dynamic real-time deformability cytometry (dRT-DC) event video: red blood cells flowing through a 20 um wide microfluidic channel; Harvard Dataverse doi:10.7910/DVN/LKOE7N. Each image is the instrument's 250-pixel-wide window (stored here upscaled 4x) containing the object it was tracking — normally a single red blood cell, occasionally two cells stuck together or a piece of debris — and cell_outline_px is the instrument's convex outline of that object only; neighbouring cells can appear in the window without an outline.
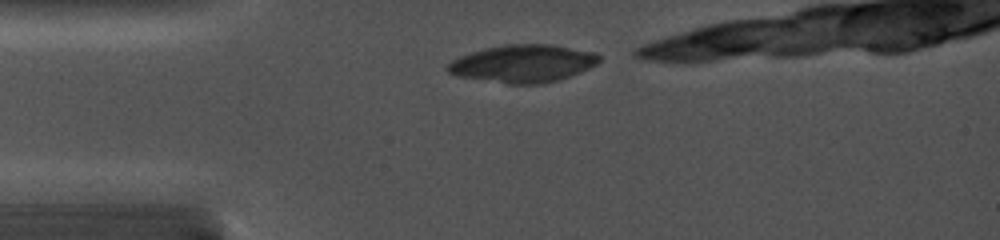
{"species": "common noctule bat (a hibernating species)", "species_latin": "Nyctalus noctula", "temperature_condition": "cold", "stored_images_in_passage": 3, "camera_frame_rate_fps": 5000, "um_per_image_px": 0.085, "animal": {"sex": "female", "body_mass_g": 19.0, "forearm_length_mm": 56.7}, "frame": {"image": 1, "passage_image": 1, "time_ms": 0.0, "image_size_px": [1000, 240], "cell_outline_px": [[600, 60], [596, 64], [580, 72], [556, 80], [540, 84], [508, 84], [456, 76], [448, 72], [448, 64], [452, 60], [460, 56], [472, 52], [488, 48], [508, 44], [552, 44], [596, 52], [600, 56]], "centroid_in_image_um": [44.46, 5.4], "position_along_channel_um": 40.5, "area_um2": 33.0}}